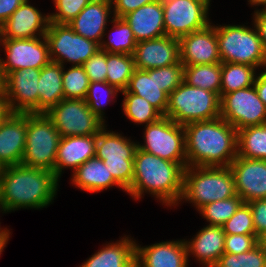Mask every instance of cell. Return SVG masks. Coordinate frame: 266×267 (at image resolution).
<instances>
[{
	"instance_id": "1",
	"label": "cell",
	"mask_w": 266,
	"mask_h": 267,
	"mask_svg": "<svg viewBox=\"0 0 266 267\" xmlns=\"http://www.w3.org/2000/svg\"><path fill=\"white\" fill-rule=\"evenodd\" d=\"M55 173L14 165L0 172V205L4 213L21 208L41 209L52 203L58 190Z\"/></svg>"
},
{
	"instance_id": "2",
	"label": "cell",
	"mask_w": 266,
	"mask_h": 267,
	"mask_svg": "<svg viewBox=\"0 0 266 267\" xmlns=\"http://www.w3.org/2000/svg\"><path fill=\"white\" fill-rule=\"evenodd\" d=\"M183 127L187 167H229L237 157V130L223 118Z\"/></svg>"
},
{
	"instance_id": "3",
	"label": "cell",
	"mask_w": 266,
	"mask_h": 267,
	"mask_svg": "<svg viewBox=\"0 0 266 267\" xmlns=\"http://www.w3.org/2000/svg\"><path fill=\"white\" fill-rule=\"evenodd\" d=\"M133 169L132 184L126 191L132 198H141L145 191L165 205L174 206L181 201L185 168L180 163L161 159L137 147Z\"/></svg>"
},
{
	"instance_id": "4",
	"label": "cell",
	"mask_w": 266,
	"mask_h": 267,
	"mask_svg": "<svg viewBox=\"0 0 266 267\" xmlns=\"http://www.w3.org/2000/svg\"><path fill=\"white\" fill-rule=\"evenodd\" d=\"M230 167H186L181 200L194 203L198 210L206 204L236 196Z\"/></svg>"
},
{
	"instance_id": "5",
	"label": "cell",
	"mask_w": 266,
	"mask_h": 267,
	"mask_svg": "<svg viewBox=\"0 0 266 267\" xmlns=\"http://www.w3.org/2000/svg\"><path fill=\"white\" fill-rule=\"evenodd\" d=\"M165 117L182 126L220 117V97L184 81L169 94Z\"/></svg>"
},
{
	"instance_id": "6",
	"label": "cell",
	"mask_w": 266,
	"mask_h": 267,
	"mask_svg": "<svg viewBox=\"0 0 266 267\" xmlns=\"http://www.w3.org/2000/svg\"><path fill=\"white\" fill-rule=\"evenodd\" d=\"M183 77L184 65L181 62L148 70L135 69L126 89L121 92L145 98L165 116L169 94L183 82Z\"/></svg>"
},
{
	"instance_id": "7",
	"label": "cell",
	"mask_w": 266,
	"mask_h": 267,
	"mask_svg": "<svg viewBox=\"0 0 266 267\" xmlns=\"http://www.w3.org/2000/svg\"><path fill=\"white\" fill-rule=\"evenodd\" d=\"M60 138L45 113H26V140L21 165L54 172Z\"/></svg>"
},
{
	"instance_id": "8",
	"label": "cell",
	"mask_w": 266,
	"mask_h": 267,
	"mask_svg": "<svg viewBox=\"0 0 266 267\" xmlns=\"http://www.w3.org/2000/svg\"><path fill=\"white\" fill-rule=\"evenodd\" d=\"M221 63L266 67V51L257 30L244 25L216 26Z\"/></svg>"
},
{
	"instance_id": "9",
	"label": "cell",
	"mask_w": 266,
	"mask_h": 267,
	"mask_svg": "<svg viewBox=\"0 0 266 267\" xmlns=\"http://www.w3.org/2000/svg\"><path fill=\"white\" fill-rule=\"evenodd\" d=\"M105 127L97 134L95 157L103 160L114 180L127 191L134 177V155L138 144L121 134L105 130Z\"/></svg>"
},
{
	"instance_id": "10",
	"label": "cell",
	"mask_w": 266,
	"mask_h": 267,
	"mask_svg": "<svg viewBox=\"0 0 266 267\" xmlns=\"http://www.w3.org/2000/svg\"><path fill=\"white\" fill-rule=\"evenodd\" d=\"M144 139V145L138 143L139 149L187 167L185 130L182 125L163 116L145 127Z\"/></svg>"
},
{
	"instance_id": "11",
	"label": "cell",
	"mask_w": 266,
	"mask_h": 267,
	"mask_svg": "<svg viewBox=\"0 0 266 267\" xmlns=\"http://www.w3.org/2000/svg\"><path fill=\"white\" fill-rule=\"evenodd\" d=\"M45 114L60 137L95 135L105 126L83 99H62Z\"/></svg>"
},
{
	"instance_id": "12",
	"label": "cell",
	"mask_w": 266,
	"mask_h": 267,
	"mask_svg": "<svg viewBox=\"0 0 266 267\" xmlns=\"http://www.w3.org/2000/svg\"><path fill=\"white\" fill-rule=\"evenodd\" d=\"M45 37L50 60L63 66L65 62L82 66L100 49L98 43L76 34L68 24L50 22Z\"/></svg>"
},
{
	"instance_id": "13",
	"label": "cell",
	"mask_w": 266,
	"mask_h": 267,
	"mask_svg": "<svg viewBox=\"0 0 266 267\" xmlns=\"http://www.w3.org/2000/svg\"><path fill=\"white\" fill-rule=\"evenodd\" d=\"M220 117L238 131L266 123V106L253 85L220 95Z\"/></svg>"
},
{
	"instance_id": "14",
	"label": "cell",
	"mask_w": 266,
	"mask_h": 267,
	"mask_svg": "<svg viewBox=\"0 0 266 267\" xmlns=\"http://www.w3.org/2000/svg\"><path fill=\"white\" fill-rule=\"evenodd\" d=\"M0 43L7 56L6 61L0 58L2 78L12 71L29 68L41 69L51 61L49 45L45 36L31 39L0 38Z\"/></svg>"
},
{
	"instance_id": "15",
	"label": "cell",
	"mask_w": 266,
	"mask_h": 267,
	"mask_svg": "<svg viewBox=\"0 0 266 267\" xmlns=\"http://www.w3.org/2000/svg\"><path fill=\"white\" fill-rule=\"evenodd\" d=\"M162 6L165 32L172 38L180 39L211 24L209 7L199 0H173Z\"/></svg>"
},
{
	"instance_id": "16",
	"label": "cell",
	"mask_w": 266,
	"mask_h": 267,
	"mask_svg": "<svg viewBox=\"0 0 266 267\" xmlns=\"http://www.w3.org/2000/svg\"><path fill=\"white\" fill-rule=\"evenodd\" d=\"M41 69L29 68L7 73L2 89L12 113H38V81Z\"/></svg>"
},
{
	"instance_id": "17",
	"label": "cell",
	"mask_w": 266,
	"mask_h": 267,
	"mask_svg": "<svg viewBox=\"0 0 266 267\" xmlns=\"http://www.w3.org/2000/svg\"><path fill=\"white\" fill-rule=\"evenodd\" d=\"M229 167L234 175L236 194L243 202L266 199V160L237 156Z\"/></svg>"
},
{
	"instance_id": "18",
	"label": "cell",
	"mask_w": 266,
	"mask_h": 267,
	"mask_svg": "<svg viewBox=\"0 0 266 267\" xmlns=\"http://www.w3.org/2000/svg\"><path fill=\"white\" fill-rule=\"evenodd\" d=\"M180 61L186 65L221 63L215 26L192 32L179 39Z\"/></svg>"
},
{
	"instance_id": "19",
	"label": "cell",
	"mask_w": 266,
	"mask_h": 267,
	"mask_svg": "<svg viewBox=\"0 0 266 267\" xmlns=\"http://www.w3.org/2000/svg\"><path fill=\"white\" fill-rule=\"evenodd\" d=\"M135 68L148 70L180 63L179 39L164 35L137 42L133 53Z\"/></svg>"
},
{
	"instance_id": "20",
	"label": "cell",
	"mask_w": 266,
	"mask_h": 267,
	"mask_svg": "<svg viewBox=\"0 0 266 267\" xmlns=\"http://www.w3.org/2000/svg\"><path fill=\"white\" fill-rule=\"evenodd\" d=\"M28 2L25 0L0 26V38L31 39L45 36L50 23L49 14L42 15Z\"/></svg>"
},
{
	"instance_id": "21",
	"label": "cell",
	"mask_w": 266,
	"mask_h": 267,
	"mask_svg": "<svg viewBox=\"0 0 266 267\" xmlns=\"http://www.w3.org/2000/svg\"><path fill=\"white\" fill-rule=\"evenodd\" d=\"M188 253L185 239L135 247L136 267H187Z\"/></svg>"
},
{
	"instance_id": "22",
	"label": "cell",
	"mask_w": 266,
	"mask_h": 267,
	"mask_svg": "<svg viewBox=\"0 0 266 267\" xmlns=\"http://www.w3.org/2000/svg\"><path fill=\"white\" fill-rule=\"evenodd\" d=\"M26 113H11L0 123V166L20 165L25 150Z\"/></svg>"
},
{
	"instance_id": "23",
	"label": "cell",
	"mask_w": 266,
	"mask_h": 267,
	"mask_svg": "<svg viewBox=\"0 0 266 267\" xmlns=\"http://www.w3.org/2000/svg\"><path fill=\"white\" fill-rule=\"evenodd\" d=\"M112 7L111 0H92L68 25L76 34L100 45Z\"/></svg>"
},
{
	"instance_id": "24",
	"label": "cell",
	"mask_w": 266,
	"mask_h": 267,
	"mask_svg": "<svg viewBox=\"0 0 266 267\" xmlns=\"http://www.w3.org/2000/svg\"><path fill=\"white\" fill-rule=\"evenodd\" d=\"M97 134L61 137L55 160L54 173L59 179L64 168L74 171L87 160L95 157Z\"/></svg>"
},
{
	"instance_id": "25",
	"label": "cell",
	"mask_w": 266,
	"mask_h": 267,
	"mask_svg": "<svg viewBox=\"0 0 266 267\" xmlns=\"http://www.w3.org/2000/svg\"><path fill=\"white\" fill-rule=\"evenodd\" d=\"M163 17V6L155 0L122 18L130 26L136 42H140L166 35Z\"/></svg>"
},
{
	"instance_id": "26",
	"label": "cell",
	"mask_w": 266,
	"mask_h": 267,
	"mask_svg": "<svg viewBox=\"0 0 266 267\" xmlns=\"http://www.w3.org/2000/svg\"><path fill=\"white\" fill-rule=\"evenodd\" d=\"M191 240L185 241L188 256L192 254L206 267H213L224 253L225 233L222 226L207 225Z\"/></svg>"
},
{
	"instance_id": "27",
	"label": "cell",
	"mask_w": 266,
	"mask_h": 267,
	"mask_svg": "<svg viewBox=\"0 0 266 267\" xmlns=\"http://www.w3.org/2000/svg\"><path fill=\"white\" fill-rule=\"evenodd\" d=\"M135 247V241L123 237L116 243L106 244L80 267H136Z\"/></svg>"
},
{
	"instance_id": "28",
	"label": "cell",
	"mask_w": 266,
	"mask_h": 267,
	"mask_svg": "<svg viewBox=\"0 0 266 267\" xmlns=\"http://www.w3.org/2000/svg\"><path fill=\"white\" fill-rule=\"evenodd\" d=\"M72 183L83 191L99 192L112 186H121L114 180L102 159L93 157L73 172Z\"/></svg>"
},
{
	"instance_id": "29",
	"label": "cell",
	"mask_w": 266,
	"mask_h": 267,
	"mask_svg": "<svg viewBox=\"0 0 266 267\" xmlns=\"http://www.w3.org/2000/svg\"><path fill=\"white\" fill-rule=\"evenodd\" d=\"M64 66L50 61L41 68L38 81V113H46L64 99L62 74Z\"/></svg>"
},
{
	"instance_id": "30",
	"label": "cell",
	"mask_w": 266,
	"mask_h": 267,
	"mask_svg": "<svg viewBox=\"0 0 266 267\" xmlns=\"http://www.w3.org/2000/svg\"><path fill=\"white\" fill-rule=\"evenodd\" d=\"M237 156L266 160V123L237 131Z\"/></svg>"
},
{
	"instance_id": "31",
	"label": "cell",
	"mask_w": 266,
	"mask_h": 267,
	"mask_svg": "<svg viewBox=\"0 0 266 267\" xmlns=\"http://www.w3.org/2000/svg\"><path fill=\"white\" fill-rule=\"evenodd\" d=\"M183 81L189 86L209 90L220 97L221 63L186 65Z\"/></svg>"
},
{
	"instance_id": "32",
	"label": "cell",
	"mask_w": 266,
	"mask_h": 267,
	"mask_svg": "<svg viewBox=\"0 0 266 267\" xmlns=\"http://www.w3.org/2000/svg\"><path fill=\"white\" fill-rule=\"evenodd\" d=\"M256 69L245 64L221 63L220 95L253 86Z\"/></svg>"
},
{
	"instance_id": "33",
	"label": "cell",
	"mask_w": 266,
	"mask_h": 267,
	"mask_svg": "<svg viewBox=\"0 0 266 267\" xmlns=\"http://www.w3.org/2000/svg\"><path fill=\"white\" fill-rule=\"evenodd\" d=\"M106 64V82L124 91L136 69L133 55L106 52Z\"/></svg>"
},
{
	"instance_id": "34",
	"label": "cell",
	"mask_w": 266,
	"mask_h": 267,
	"mask_svg": "<svg viewBox=\"0 0 266 267\" xmlns=\"http://www.w3.org/2000/svg\"><path fill=\"white\" fill-rule=\"evenodd\" d=\"M111 23H115L113 34L109 35V41L104 40L100 44V50L107 53L130 54L133 55L136 47V40L130 26L123 18L115 17Z\"/></svg>"
},
{
	"instance_id": "35",
	"label": "cell",
	"mask_w": 266,
	"mask_h": 267,
	"mask_svg": "<svg viewBox=\"0 0 266 267\" xmlns=\"http://www.w3.org/2000/svg\"><path fill=\"white\" fill-rule=\"evenodd\" d=\"M125 98L123 100V112L125 116L134 123H150L156 122L163 115L153 107L145 98L132 93H122Z\"/></svg>"
},
{
	"instance_id": "36",
	"label": "cell",
	"mask_w": 266,
	"mask_h": 267,
	"mask_svg": "<svg viewBox=\"0 0 266 267\" xmlns=\"http://www.w3.org/2000/svg\"><path fill=\"white\" fill-rule=\"evenodd\" d=\"M242 203V199L236 195L206 204L198 211L202 214L203 218L210 222L209 225L223 226L235 214Z\"/></svg>"
},
{
	"instance_id": "37",
	"label": "cell",
	"mask_w": 266,
	"mask_h": 267,
	"mask_svg": "<svg viewBox=\"0 0 266 267\" xmlns=\"http://www.w3.org/2000/svg\"><path fill=\"white\" fill-rule=\"evenodd\" d=\"M213 267H266V248L260 242L245 253H223Z\"/></svg>"
},
{
	"instance_id": "38",
	"label": "cell",
	"mask_w": 266,
	"mask_h": 267,
	"mask_svg": "<svg viewBox=\"0 0 266 267\" xmlns=\"http://www.w3.org/2000/svg\"><path fill=\"white\" fill-rule=\"evenodd\" d=\"M88 76L82 66H72L62 74L64 99H85L88 87Z\"/></svg>"
},
{
	"instance_id": "39",
	"label": "cell",
	"mask_w": 266,
	"mask_h": 267,
	"mask_svg": "<svg viewBox=\"0 0 266 267\" xmlns=\"http://www.w3.org/2000/svg\"><path fill=\"white\" fill-rule=\"evenodd\" d=\"M101 87L102 90L105 92L107 96L106 100L105 98L102 99V94L101 92ZM118 89L115 86L109 85L107 82H100V81H95V82H90L88 91L85 97V102L89 106V108L95 113V115L105 124V119H103L104 112H103V105L105 102L107 103L110 97H115L118 93ZM116 94V95H115ZM110 95V96H109ZM104 96V95H103ZM108 98V99H107ZM105 101H102V100Z\"/></svg>"
},
{
	"instance_id": "40",
	"label": "cell",
	"mask_w": 266,
	"mask_h": 267,
	"mask_svg": "<svg viewBox=\"0 0 266 267\" xmlns=\"http://www.w3.org/2000/svg\"><path fill=\"white\" fill-rule=\"evenodd\" d=\"M224 233L233 234H255L251 208L248 203L243 202L235 214L222 226Z\"/></svg>"
},
{
	"instance_id": "41",
	"label": "cell",
	"mask_w": 266,
	"mask_h": 267,
	"mask_svg": "<svg viewBox=\"0 0 266 267\" xmlns=\"http://www.w3.org/2000/svg\"><path fill=\"white\" fill-rule=\"evenodd\" d=\"M92 0H55L58 12L49 15L50 22L68 24L71 22Z\"/></svg>"
},
{
	"instance_id": "42",
	"label": "cell",
	"mask_w": 266,
	"mask_h": 267,
	"mask_svg": "<svg viewBox=\"0 0 266 267\" xmlns=\"http://www.w3.org/2000/svg\"><path fill=\"white\" fill-rule=\"evenodd\" d=\"M261 240L255 234H225L224 253H245L256 247Z\"/></svg>"
},
{
	"instance_id": "43",
	"label": "cell",
	"mask_w": 266,
	"mask_h": 267,
	"mask_svg": "<svg viewBox=\"0 0 266 267\" xmlns=\"http://www.w3.org/2000/svg\"><path fill=\"white\" fill-rule=\"evenodd\" d=\"M82 67L84 68L90 82H106V51L99 49L94 55H92L86 62L83 63Z\"/></svg>"
},
{
	"instance_id": "44",
	"label": "cell",
	"mask_w": 266,
	"mask_h": 267,
	"mask_svg": "<svg viewBox=\"0 0 266 267\" xmlns=\"http://www.w3.org/2000/svg\"><path fill=\"white\" fill-rule=\"evenodd\" d=\"M253 219L255 235L262 241L266 237V199L248 202Z\"/></svg>"
},
{
	"instance_id": "45",
	"label": "cell",
	"mask_w": 266,
	"mask_h": 267,
	"mask_svg": "<svg viewBox=\"0 0 266 267\" xmlns=\"http://www.w3.org/2000/svg\"><path fill=\"white\" fill-rule=\"evenodd\" d=\"M113 10V14L115 17L122 18L126 14L135 11L141 6L145 4L151 3L155 0H111Z\"/></svg>"
},
{
	"instance_id": "46",
	"label": "cell",
	"mask_w": 266,
	"mask_h": 267,
	"mask_svg": "<svg viewBox=\"0 0 266 267\" xmlns=\"http://www.w3.org/2000/svg\"><path fill=\"white\" fill-rule=\"evenodd\" d=\"M25 0H0V26Z\"/></svg>"
},
{
	"instance_id": "47",
	"label": "cell",
	"mask_w": 266,
	"mask_h": 267,
	"mask_svg": "<svg viewBox=\"0 0 266 267\" xmlns=\"http://www.w3.org/2000/svg\"><path fill=\"white\" fill-rule=\"evenodd\" d=\"M254 12V28H256L258 36L266 51V16L260 10Z\"/></svg>"
},
{
	"instance_id": "48",
	"label": "cell",
	"mask_w": 266,
	"mask_h": 267,
	"mask_svg": "<svg viewBox=\"0 0 266 267\" xmlns=\"http://www.w3.org/2000/svg\"><path fill=\"white\" fill-rule=\"evenodd\" d=\"M259 76H256L254 81V87L257 91L258 97L262 100L266 106V69L262 71Z\"/></svg>"
},
{
	"instance_id": "49",
	"label": "cell",
	"mask_w": 266,
	"mask_h": 267,
	"mask_svg": "<svg viewBox=\"0 0 266 267\" xmlns=\"http://www.w3.org/2000/svg\"><path fill=\"white\" fill-rule=\"evenodd\" d=\"M11 113L12 112L9 108L8 100L6 99L2 89L0 90V123L5 120Z\"/></svg>"
},
{
	"instance_id": "50",
	"label": "cell",
	"mask_w": 266,
	"mask_h": 267,
	"mask_svg": "<svg viewBox=\"0 0 266 267\" xmlns=\"http://www.w3.org/2000/svg\"><path fill=\"white\" fill-rule=\"evenodd\" d=\"M10 232H8L1 240H0V255L1 252L3 251L4 247H6V244L9 239Z\"/></svg>"
},
{
	"instance_id": "51",
	"label": "cell",
	"mask_w": 266,
	"mask_h": 267,
	"mask_svg": "<svg viewBox=\"0 0 266 267\" xmlns=\"http://www.w3.org/2000/svg\"><path fill=\"white\" fill-rule=\"evenodd\" d=\"M248 2H250L249 4L253 5V6H260V5H263L265 6L266 5V0H249Z\"/></svg>"
},
{
	"instance_id": "52",
	"label": "cell",
	"mask_w": 266,
	"mask_h": 267,
	"mask_svg": "<svg viewBox=\"0 0 266 267\" xmlns=\"http://www.w3.org/2000/svg\"><path fill=\"white\" fill-rule=\"evenodd\" d=\"M160 2V4L165 5L171 3L173 0H157Z\"/></svg>"
},
{
	"instance_id": "53",
	"label": "cell",
	"mask_w": 266,
	"mask_h": 267,
	"mask_svg": "<svg viewBox=\"0 0 266 267\" xmlns=\"http://www.w3.org/2000/svg\"><path fill=\"white\" fill-rule=\"evenodd\" d=\"M201 2H203L205 5H207L209 7L210 5V0H199Z\"/></svg>"
},
{
	"instance_id": "54",
	"label": "cell",
	"mask_w": 266,
	"mask_h": 267,
	"mask_svg": "<svg viewBox=\"0 0 266 267\" xmlns=\"http://www.w3.org/2000/svg\"><path fill=\"white\" fill-rule=\"evenodd\" d=\"M260 11L266 16V5Z\"/></svg>"
},
{
	"instance_id": "55",
	"label": "cell",
	"mask_w": 266,
	"mask_h": 267,
	"mask_svg": "<svg viewBox=\"0 0 266 267\" xmlns=\"http://www.w3.org/2000/svg\"><path fill=\"white\" fill-rule=\"evenodd\" d=\"M0 90H2V77H1V74H0Z\"/></svg>"
},
{
	"instance_id": "56",
	"label": "cell",
	"mask_w": 266,
	"mask_h": 267,
	"mask_svg": "<svg viewBox=\"0 0 266 267\" xmlns=\"http://www.w3.org/2000/svg\"><path fill=\"white\" fill-rule=\"evenodd\" d=\"M261 242L264 244V246L266 248V237Z\"/></svg>"
}]
</instances>
